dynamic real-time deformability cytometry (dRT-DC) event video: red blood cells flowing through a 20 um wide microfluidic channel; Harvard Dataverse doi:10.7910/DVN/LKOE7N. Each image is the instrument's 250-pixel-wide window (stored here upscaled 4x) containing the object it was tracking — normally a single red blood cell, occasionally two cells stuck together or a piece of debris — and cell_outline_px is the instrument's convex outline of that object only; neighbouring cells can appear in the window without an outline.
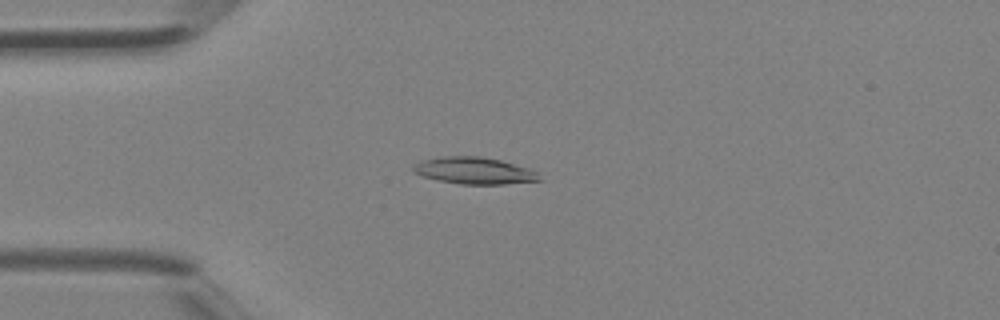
{"species": "Egyptian fruit bat (a non-hibernating species)", "species_latin": "Rousettus aegyptiacus", "temperature_condition": "room temperature", "stored_images_in_passage": 38, "camera_frame_rate_fps": 3000, "um_per_image_px": 0.085, "animal": {"sex": "female"}, "frame": {"image": 1, "passage_image": 8, "time_ms": 2.333, "image_size_px": [1000, 320], "cell_outline_px": [[544, 180], [504, 184], [460, 184], [420, 176], [412, 172], [412, 164], [420, 160], [440, 156], [480, 156], [500, 160], [528, 168], [536, 172]], "centroid_in_image_um": [40.25, 14.5], "position_along_channel_um": 44.7, "area_um2": 19.88}}
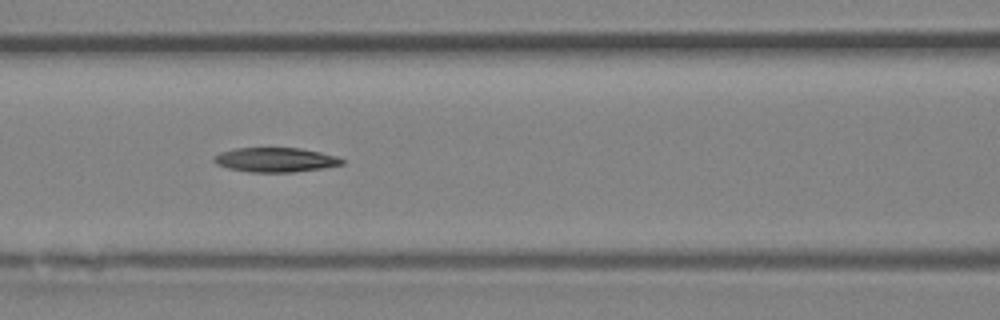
{"frame": {"image": 2, "passage_image": 15, "time_ms": 4.667, "image_size_px": [1000, 320], "cell_outline_px": [[344, 164], [320, 168], [292, 172], [252, 172], [228, 168], [216, 164], [212, 160], [212, 156], [220, 152], [236, 148], [300, 148], [320, 152], [336, 156], [344, 160]], "centroid_in_image_um": [23.37, 13.58], "position_along_channel_um": 143.2, "area_um2": 18.15}}
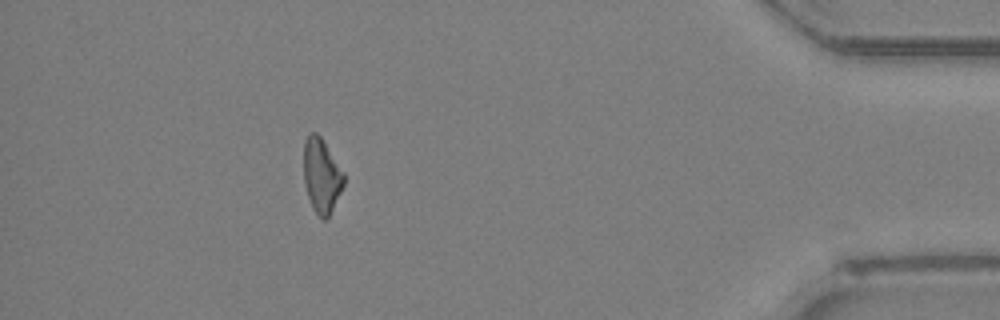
{"frame": {"image": 3, "passage_image": 34, "time_ms": 11.0, "image_size_px": [1000, 320], "cell_outline_px": [[344, 184], [328, 216], [324, 220], [312, 208], [304, 184], [304, 140], [308, 132], [316, 132], [320, 136], [344, 172]], "centroid_in_image_um": [27.31, 14.88], "position_along_channel_um": 407.9, "area_um2": 17.17}}